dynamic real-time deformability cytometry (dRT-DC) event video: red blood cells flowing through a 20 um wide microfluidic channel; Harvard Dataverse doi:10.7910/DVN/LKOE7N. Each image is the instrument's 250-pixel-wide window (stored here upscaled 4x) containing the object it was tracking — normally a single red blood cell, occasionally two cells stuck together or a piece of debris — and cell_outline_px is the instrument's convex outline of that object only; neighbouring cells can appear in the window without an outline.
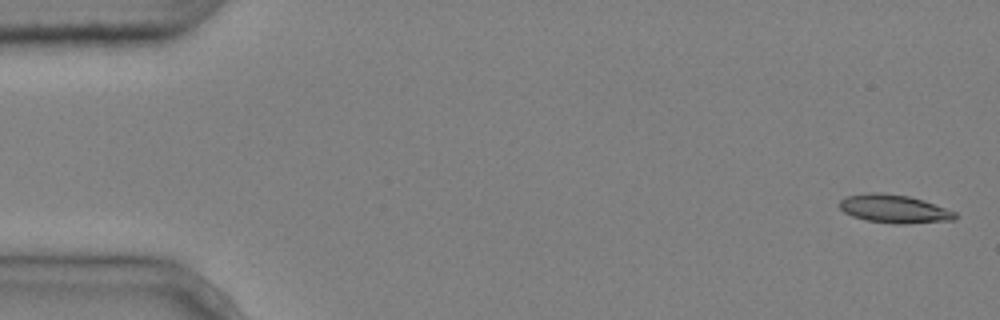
{"species": "common noctule bat (a hibernating species)", "species_latin": "Nyctalus noctula", "temperature_condition": "cold", "stored_images_in_passage": 5, "camera_frame_rate_fps": 3000, "um_per_image_px": 0.085, "animal": {"sex": "male", "body_mass_g": 20.4}, "frame": {"image": 1, "passage_image": 1, "time_ms": 0.0, "image_size_px": [1000, 320], "cell_outline_px": [[956, 220], [904, 224], [892, 224], [868, 220], [852, 216], [844, 212], [840, 208], [840, 200], [844, 196], [872, 192], [880, 192], [908, 196], [924, 200], [956, 212]], "centroid_in_image_um": [76.01, 17.75], "position_along_channel_um": 9.0, "area_um2": 19.13}}
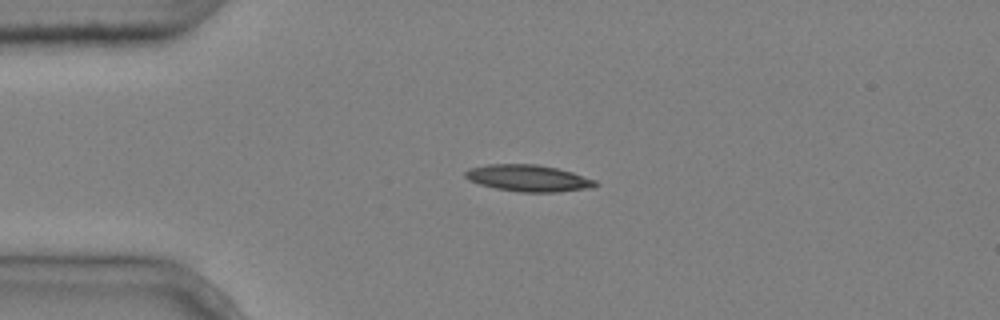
{"frame": {"image": 2, "passage_image": 4, "time_ms": 1.0, "image_size_px": [1000, 320], "cell_outline_px": [[600, 184], [596, 188], [556, 192], [520, 192], [496, 188], [480, 184], [468, 180], [464, 176], [464, 172], [468, 168], [488, 164], [536, 164], [556, 168], [572, 172], [596, 180]], "centroid_in_image_um": [44.94, 15.15], "position_along_channel_um": 40.1, "area_um2": 20.4}}